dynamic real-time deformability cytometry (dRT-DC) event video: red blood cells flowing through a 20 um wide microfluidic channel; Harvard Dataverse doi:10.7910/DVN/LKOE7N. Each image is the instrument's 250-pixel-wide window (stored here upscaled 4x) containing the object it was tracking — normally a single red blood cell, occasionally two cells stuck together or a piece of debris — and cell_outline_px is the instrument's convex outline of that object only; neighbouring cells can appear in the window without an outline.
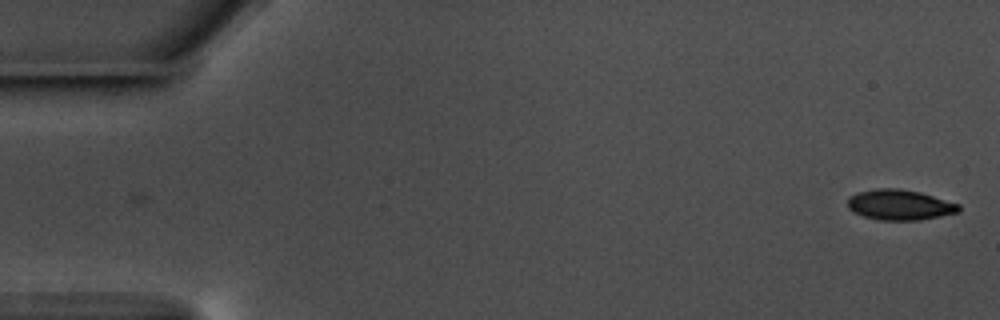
{"species": "common noctule bat (a hibernating species)", "species_latin": "Nyctalus noctula", "temperature_condition": "warm", "stored_images_in_passage": 15, "camera_frame_rate_fps": 3000, "um_per_image_px": 0.085, "animal": {"sex": "male", "body_mass_g": 17.5, "forearm_length_mm": 52.3}, "frame": {"image": 1, "passage_image": 1, "time_ms": 0.0, "image_size_px": [1000, 320], "cell_outline_px": [[960, 212], [920, 220], [880, 220], [864, 216], [852, 212], [848, 208], [848, 196], [856, 192], [876, 188], [900, 188], [920, 192], [960, 204]], "centroid_in_image_um": [76.46, 17.4], "position_along_channel_um": 8.5, "area_um2": 19.88}}